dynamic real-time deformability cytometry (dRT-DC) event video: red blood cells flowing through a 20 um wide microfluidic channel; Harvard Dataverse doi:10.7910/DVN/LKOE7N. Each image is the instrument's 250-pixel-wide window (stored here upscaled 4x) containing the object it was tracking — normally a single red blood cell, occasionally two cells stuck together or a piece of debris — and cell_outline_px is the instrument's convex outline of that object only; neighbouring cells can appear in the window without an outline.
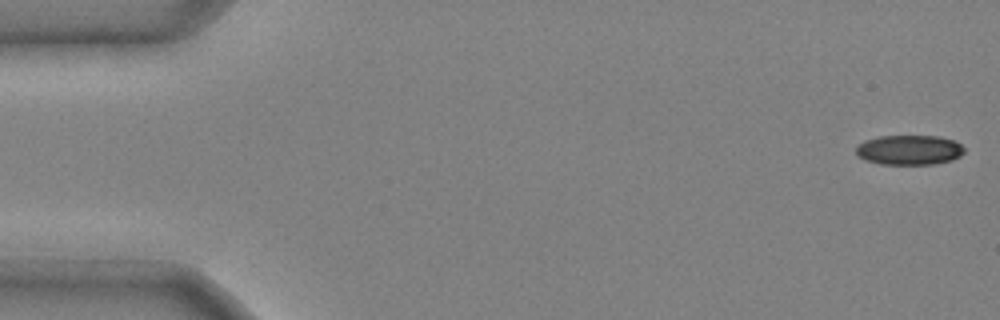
{"species": "common noctule bat (a hibernating species)", "species_latin": "Nyctalus noctula", "temperature_condition": "cold", "stored_images_in_passage": 12, "camera_frame_rate_fps": 3000, "um_per_image_px": 0.085, "animal": {"sex": "male", "body_mass_g": 20.4}, "frame": {"image": 1, "passage_image": 1, "time_ms": 0.0, "image_size_px": [1000, 320], "cell_outline_px": [[964, 152], [960, 156], [952, 160], [936, 164], [880, 164], [864, 160], [856, 156], [856, 148], [864, 140], [880, 136], [940, 136], [956, 140], [964, 148]], "centroid_in_image_um": [77.29, 12.74], "position_along_channel_um": 7.7, "area_um2": 19.02}}
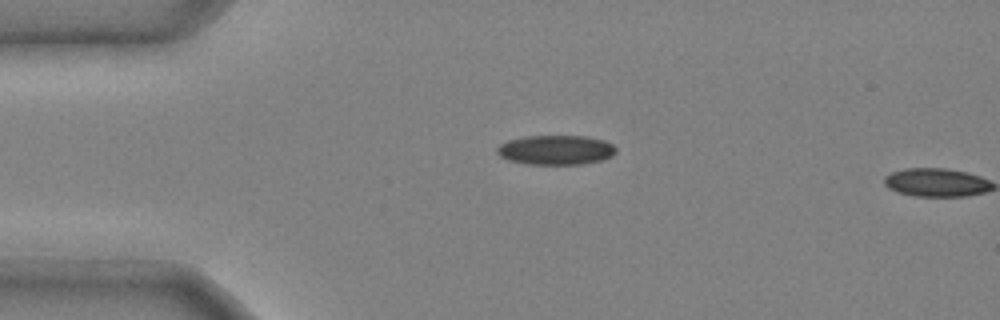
{"frame": {"image": 2, "passage_image": 11, "time_ms": 3.333, "image_size_px": [1000, 320], "cell_outline_px": [[616, 152], [612, 156], [604, 160], [584, 164], [524, 164], [508, 160], [500, 156], [496, 152], [496, 148], [500, 144], [508, 140], [524, 136], [584, 136], [604, 140], [612, 144], [616, 148]], "centroid_in_image_um": [47.24, 12.75], "position_along_channel_um": 37.8, "area_um2": 20.69}}